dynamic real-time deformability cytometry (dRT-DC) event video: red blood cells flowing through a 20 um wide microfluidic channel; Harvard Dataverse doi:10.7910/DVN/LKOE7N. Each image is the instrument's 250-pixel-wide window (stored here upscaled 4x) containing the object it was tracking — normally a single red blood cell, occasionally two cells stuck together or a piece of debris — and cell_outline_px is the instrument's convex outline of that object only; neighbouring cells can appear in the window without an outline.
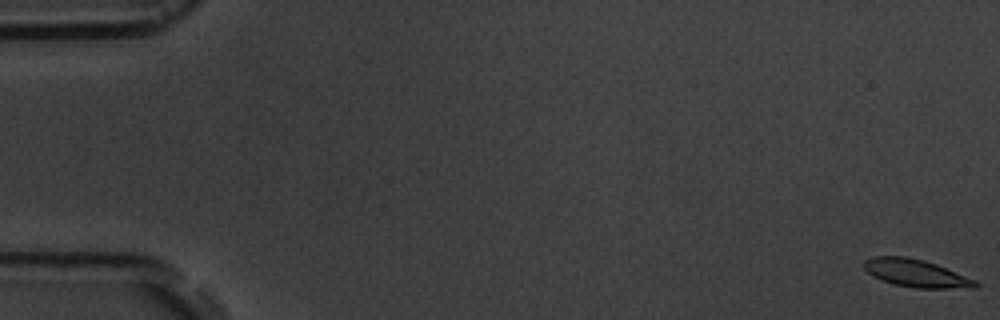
{"species": "common noctule bat (a hibernating species)", "species_latin": "Nyctalus noctula", "temperature_condition": "room temperature", "stored_images_in_passage": 6, "camera_frame_rate_fps": 3000, "um_per_image_px": 0.085, "animal": {"sex": "male", "body_mass_g": 19.5, "forearm_length_mm": 54.6}, "frame": {"image": 1, "passage_image": 1, "time_ms": 0.0, "image_size_px": [1000, 320], "cell_outline_px": [[980, 284], [976, 288], [916, 288], [892, 284], [872, 276], [864, 268], [864, 260], [872, 256], [908, 256], [924, 260], [936, 264], [976, 280]], "centroid_in_image_um": [77.86, 23.22], "position_along_channel_um": 7.1, "area_um2": 18.09}}
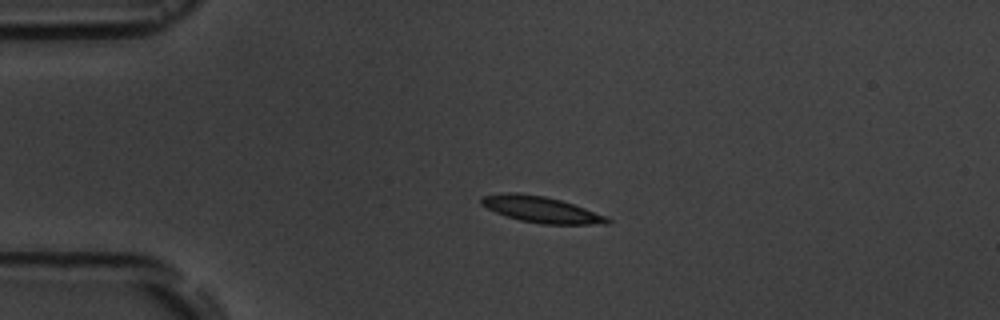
{"frame": {"image": 2, "passage_image": 5, "time_ms": 4.333, "image_size_px": [1000, 320], "cell_outline_px": [[612, 220], [608, 224], [540, 224], [520, 220], [496, 212], [480, 204], [480, 200], [484, 196], [504, 192], [516, 192], [544, 196], [560, 200], [608, 216]], "centroid_in_image_um": [46.02, 17.81], "position_along_channel_um": 39.0, "area_um2": 19.07}}